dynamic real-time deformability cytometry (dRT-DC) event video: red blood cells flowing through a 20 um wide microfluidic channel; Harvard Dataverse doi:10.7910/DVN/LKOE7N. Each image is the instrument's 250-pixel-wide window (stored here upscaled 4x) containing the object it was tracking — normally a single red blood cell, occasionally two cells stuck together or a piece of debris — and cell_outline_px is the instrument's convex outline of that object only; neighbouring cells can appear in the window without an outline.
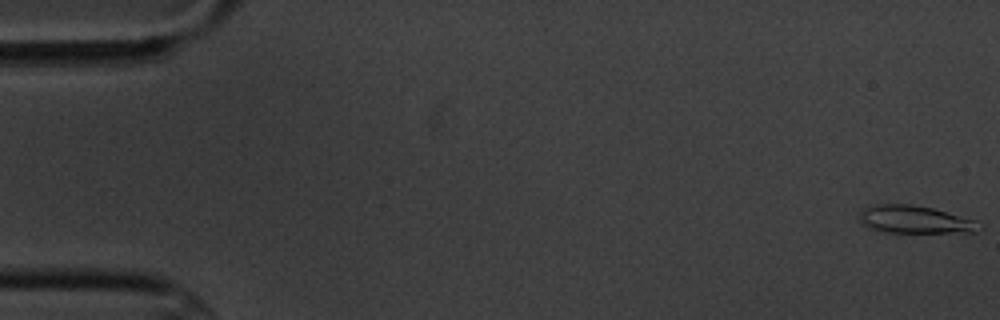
{"species": "common noctule bat (a hibernating species)", "species_latin": "Nyctalus noctula", "temperature_condition": "cold", "stored_images_in_passage": 17, "camera_frame_rate_fps": 3000, "um_per_image_px": 0.085, "animal": {"sex": "male", "body_mass_g": 20.1, "forearm_length_mm": 53.5}, "frame": {"image": 1, "passage_image": 1, "time_ms": 0.0, "image_size_px": [1000, 320], "cell_outline_px": [[984, 228], [976, 232], [884, 232], [860, 224], [860, 212], [868, 204], [912, 204], [932, 208], [976, 220], [984, 224]], "centroid_in_image_um": [77.79, 18.66], "position_along_channel_um": 7.2, "area_um2": 19.54}}
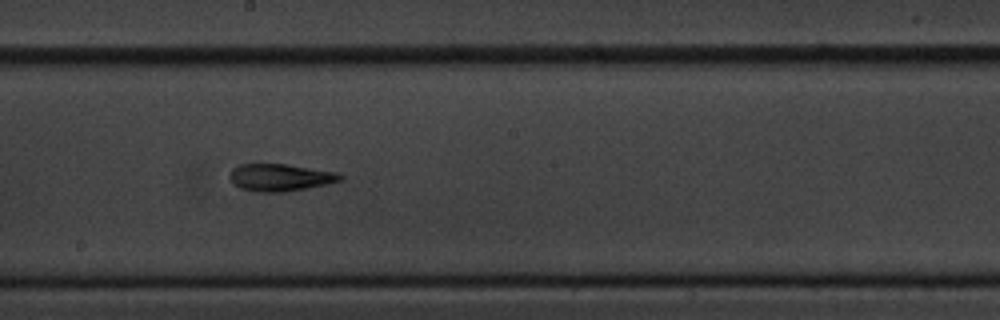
{"frame": {"image": 2, "passage_image": 10, "time_ms": 10.333, "image_size_px": [1000, 320], "cell_outline_px": [[344, 180], [284, 192], [260, 192], [240, 188], [232, 184], [228, 176], [232, 168], [240, 164], [284, 164], [340, 172], [344, 176]], "centroid_in_image_um": [23.8, 15.07], "position_along_channel_um": 224.4, "area_um2": 17.63}}
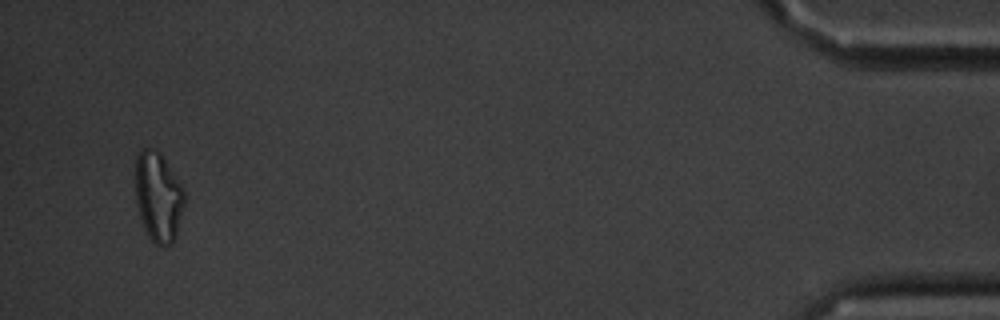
{"frame": {"image": 3, "passage_image": 17, "time_ms": 18.333, "image_size_px": [1000, 320], "cell_outline_px": [[184, 204], [176, 236], [172, 244], [164, 248], [160, 248], [148, 236], [144, 228], [136, 204], [136, 156], [140, 148], [156, 148], [160, 152], [180, 184], [184, 192]], "centroid_in_image_um": [13.44, 16.75], "position_along_channel_um": 421.8, "area_um2": 25.66}, "authors_computed_cell_mechanics": {"area_um2": 17.629, "velocity_mm_per_s": 3.4521, "shape_relaxation_time_tau1_ms": 7.7976, "shape_relaxation_time_tau2_ms": 6.0064, "deformation_change_tau1": 0.2431, "deformation_change_tau2": 0.1779}}